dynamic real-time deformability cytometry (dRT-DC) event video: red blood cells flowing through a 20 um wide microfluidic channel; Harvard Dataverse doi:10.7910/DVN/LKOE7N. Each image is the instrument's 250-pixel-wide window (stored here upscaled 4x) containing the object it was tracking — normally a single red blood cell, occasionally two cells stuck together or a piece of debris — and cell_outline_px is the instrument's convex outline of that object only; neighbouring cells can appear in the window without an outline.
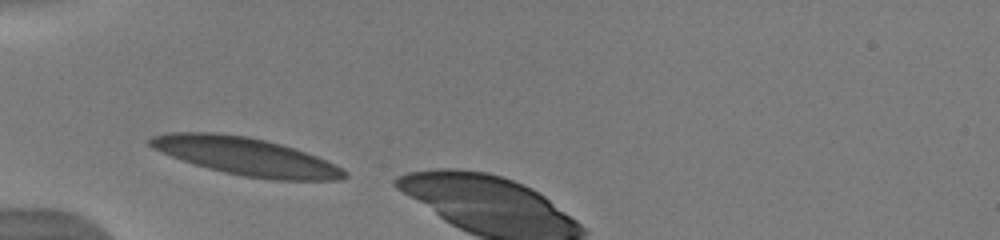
{"species": "human", "species_latin": "Homo sapiens", "temperature_condition": "warm", "stored_images_in_passage": 3, "camera_frame_rate_fps": 3000, "um_per_image_px": 0.085, "donor": {"sex": "male"}, "frame": {"image": 1, "passage_image": 1, "time_ms": 0.0, "image_size_px": [1000, 240], "cell_outline_px": [[348, 176], [340, 180], [272, 180], [244, 176], [224, 172], [208, 168], [172, 156], [152, 148], [148, 144], [148, 140], [152, 136], [168, 132], [216, 132], [248, 136], [280, 144], [316, 156], [348, 172]], "centroid_in_image_um": [20.88, 13.29], "position_along_channel_um": 64.1, "area_um2": 42.31}}